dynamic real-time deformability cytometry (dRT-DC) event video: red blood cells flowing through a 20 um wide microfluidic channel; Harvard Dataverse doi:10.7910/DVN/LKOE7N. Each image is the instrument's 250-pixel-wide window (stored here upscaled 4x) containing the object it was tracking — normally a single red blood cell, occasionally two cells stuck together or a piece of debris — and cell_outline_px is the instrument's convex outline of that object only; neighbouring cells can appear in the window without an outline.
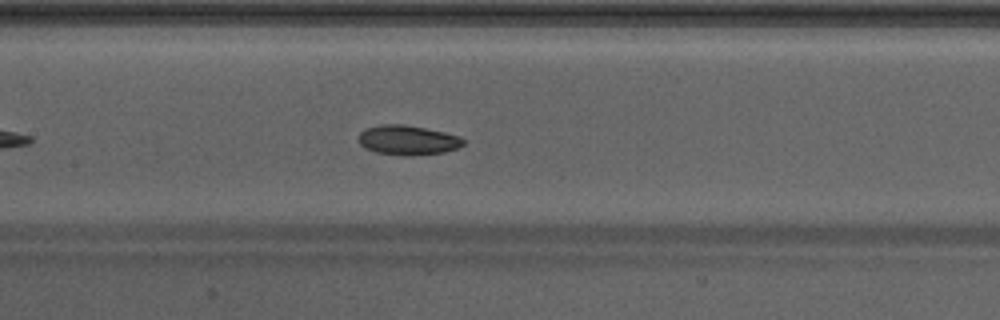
{"species": "Egyptian fruit bat (a non-hibernating species)", "species_latin": "Rousettus aegyptiacus", "temperature_condition": "warm", "stored_images_in_passage": 28, "camera_frame_rate_fps": 3000, "um_per_image_px": 0.085, "animal": {"sex": "male"}, "frame": {"image": 1, "passage_image": 12, "time_ms": 3.667, "image_size_px": [1000, 320], "cell_outline_px": [[464, 144], [456, 148], [444, 152], [412, 156], [404, 156], [376, 152], [364, 148], [360, 144], [360, 132], [364, 128], [380, 124], [404, 124], [444, 132], [460, 136], [464, 140]], "centroid_in_image_um": [34.64, 11.91], "position_along_channel_um": 172.8, "area_um2": 18.15}}
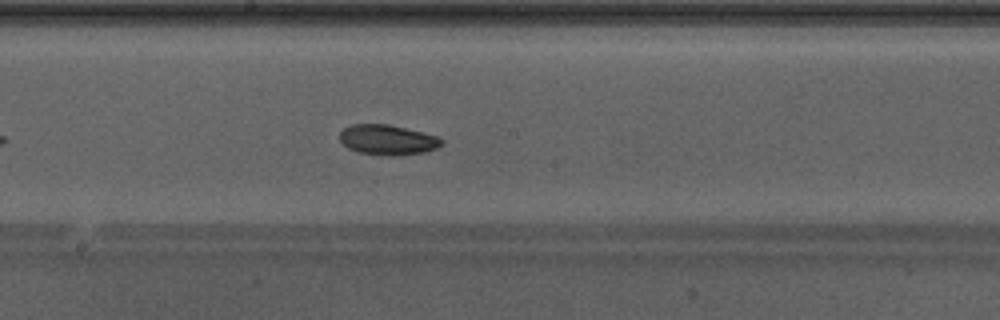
{"frame": {"image": 2, "passage_image": 15, "time_ms": 4.667, "image_size_px": [1000, 320], "cell_outline_px": [[444, 144], [436, 148], [424, 152], [396, 156], [388, 156], [356, 152], [348, 148], [340, 140], [340, 132], [344, 128], [352, 124], [388, 124], [440, 136], [444, 140]], "centroid_in_image_um": [32.98, 11.89], "position_along_channel_um": 215.2, "area_um2": 18.09}, "authors_computed_cell_mechanics": {"area_um2": 18.1203, "velocity_mm_per_s": 4.2828, "shape_relaxation_time_tau1_ms": 5.1683, "shape_relaxation_time_tau2_ms": 7.0603, "deformation_change_tau1": 0.0911, "deformation_change_tau2": 0.1266}}